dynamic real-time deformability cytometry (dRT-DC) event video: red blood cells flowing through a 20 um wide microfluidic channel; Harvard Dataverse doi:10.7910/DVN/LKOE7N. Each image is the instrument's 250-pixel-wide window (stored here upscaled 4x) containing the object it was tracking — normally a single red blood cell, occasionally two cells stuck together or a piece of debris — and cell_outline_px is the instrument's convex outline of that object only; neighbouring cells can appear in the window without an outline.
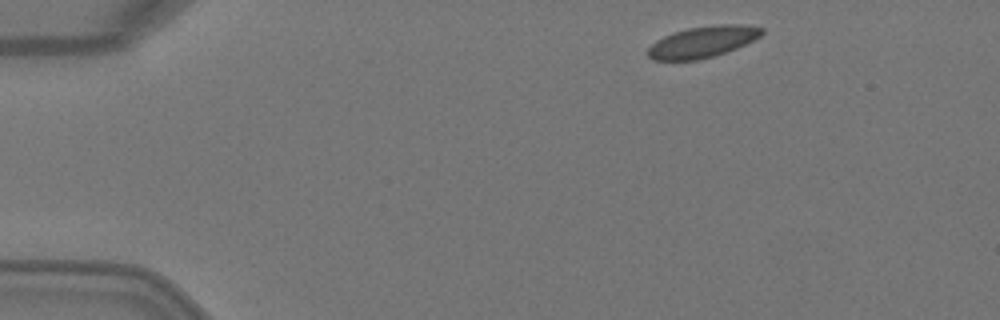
{"species": "Egyptian fruit bat (a non-hibernating species)", "species_latin": "Rousettus aegyptiacus", "temperature_condition": "warm", "stored_images_in_passage": 3, "camera_frame_rate_fps": 3000, "um_per_image_px": 0.085, "animal": {"sex": "female"}, "frame": {"image": 1, "passage_image": 1, "time_ms": 0.0, "image_size_px": [1000, 320], "cell_outline_px": [[764, 32], [760, 36], [736, 48], [712, 56], [696, 60], [652, 60], [648, 56], [648, 48], [656, 40], [664, 36], [688, 28], [720, 24], [744, 24], [764, 28]], "centroid_in_image_um": [59.72, 3.55], "position_along_channel_um": 25.3, "area_um2": 20.52}}